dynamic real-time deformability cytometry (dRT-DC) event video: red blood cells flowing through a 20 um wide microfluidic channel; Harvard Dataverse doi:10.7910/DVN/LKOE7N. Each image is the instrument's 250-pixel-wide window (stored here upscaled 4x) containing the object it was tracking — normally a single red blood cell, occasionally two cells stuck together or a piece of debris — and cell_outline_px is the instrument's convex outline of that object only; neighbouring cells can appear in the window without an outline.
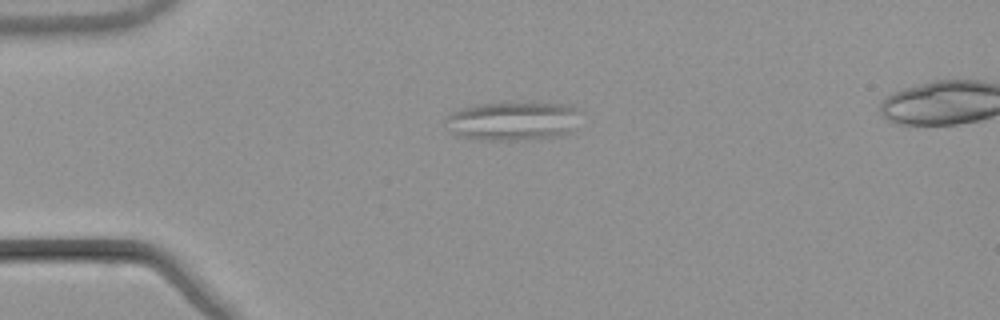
{"species": "common noctule bat (a hibernating species)", "species_latin": "Nyctalus noctula", "temperature_condition": "warm", "stored_images_in_passage": 42, "camera_frame_rate_fps": 3000, "um_per_image_px": 0.085, "animal": {"sex": "male", "body_mass_g": 21.5, "forearm_length_mm": 52.0}, "frame": {"image": 1, "passage_image": 1, "time_ms": 0.0, "image_size_px": [1000, 320], "cell_outline_px": [[576, 108], [572, 128], [568, 132], [560, 136], [524, 140], [476, 140], [456, 136], [452, 132], [448, 116], [452, 112], [460, 108], [476, 104], [564, 104]], "centroid_in_image_um": [43.51, 10.32], "position_along_channel_um": 41.5, "area_um2": 29.54}}
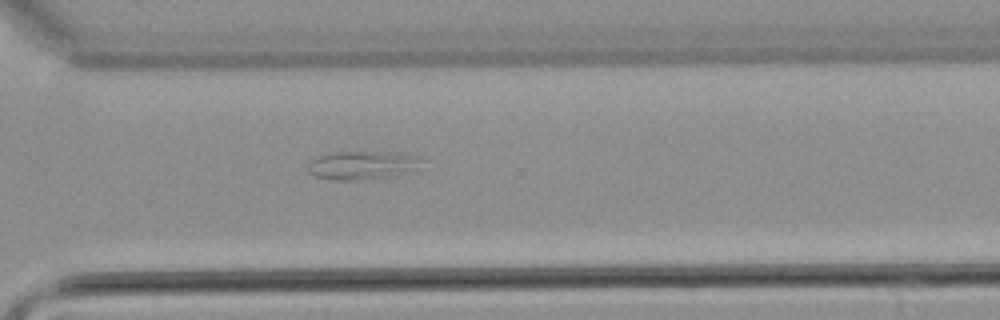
{"frame": {"image": 2, "passage_image": 27, "time_ms": 8.667, "image_size_px": [1000, 320], "cell_outline_px": [[424, 160], [412, 168], [392, 176], [360, 180], [332, 180], [316, 176], [308, 168], [308, 164], [316, 156], [332, 152], [396, 152], [420, 156]], "centroid_in_image_um": [30.75, 14.02], "position_along_channel_um": 339.8, "area_um2": 18.55}}
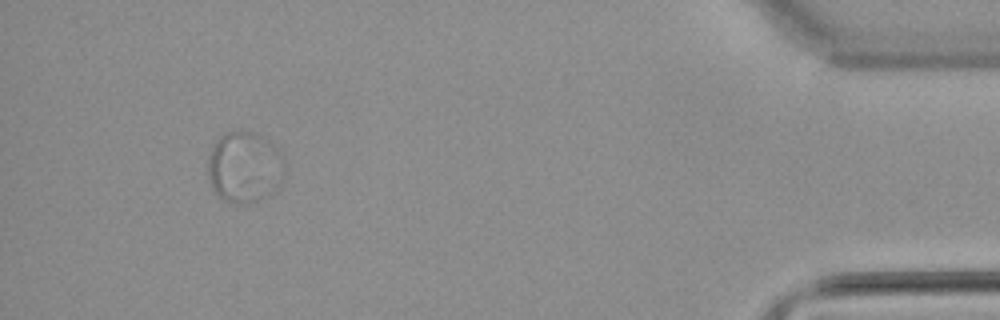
{"frame": {"image": 3, "passage_image": 38, "time_ms": 12.333, "image_size_px": [1000, 320], "cell_outline_px": [[284, 156], [260, 200], [240, 204], [224, 200], [216, 192], [208, 176], [208, 156], [216, 140], [224, 132], [236, 128], [252, 132], [268, 140], [280, 148]], "centroid_in_image_um": [20.62, 14.07], "position_along_channel_um": 414.6, "area_um2": 30.06}}